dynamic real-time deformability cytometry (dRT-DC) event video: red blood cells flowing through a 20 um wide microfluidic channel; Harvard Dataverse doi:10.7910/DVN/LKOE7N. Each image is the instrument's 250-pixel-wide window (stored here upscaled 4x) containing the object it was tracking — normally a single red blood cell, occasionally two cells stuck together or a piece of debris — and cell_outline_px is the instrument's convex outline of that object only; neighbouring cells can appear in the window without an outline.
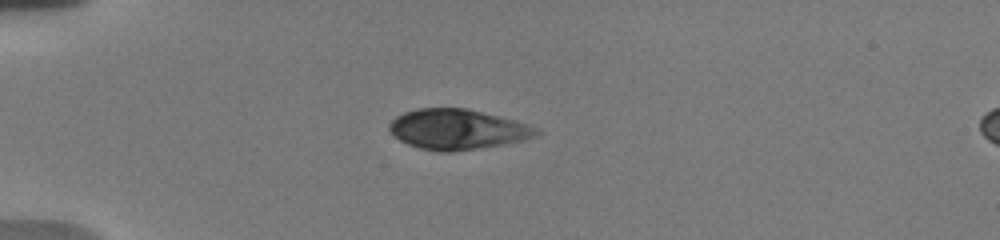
{"species": "human", "species_latin": "Homo sapiens", "temperature_condition": "warm", "stored_images_in_passage": 5, "camera_frame_rate_fps": 3000, "um_per_image_px": 0.085, "donor": {"sex": "male"}, "frame": {"image": 1, "passage_image": 1, "time_ms": 0.0, "image_size_px": [1000, 240], "cell_outline_px": [[540, 132], [536, 136], [524, 140], [504, 144], [480, 148], [452, 152], [436, 152], [420, 148], [408, 144], [400, 140], [388, 128], [388, 124], [396, 116], [404, 112], [416, 108], [468, 108], [516, 120], [540, 128]], "centroid_in_image_um": [38.91, 10.99], "position_along_channel_um": 46.1, "area_um2": 34.74}}